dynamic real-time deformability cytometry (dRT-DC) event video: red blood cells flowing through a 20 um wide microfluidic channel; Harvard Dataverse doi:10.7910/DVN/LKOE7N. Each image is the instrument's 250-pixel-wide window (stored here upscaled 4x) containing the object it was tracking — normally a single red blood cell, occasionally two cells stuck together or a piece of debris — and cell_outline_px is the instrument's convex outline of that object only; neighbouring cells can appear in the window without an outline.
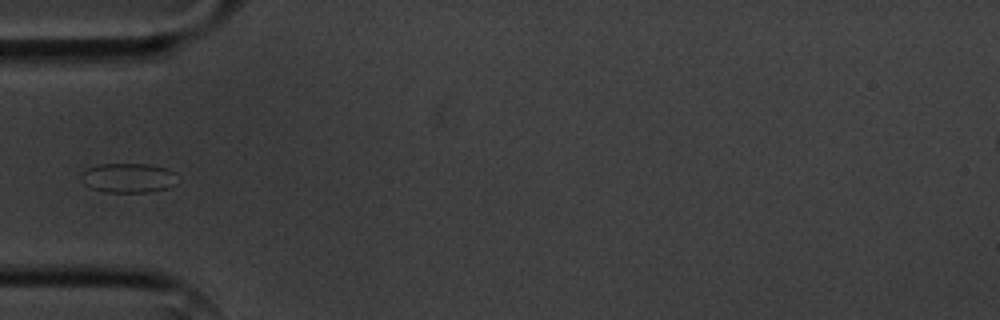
{"species": "common noctule bat (a hibernating species)", "species_latin": "Nyctalus noctula", "temperature_condition": "cold", "stored_images_in_passage": 1, "camera_frame_rate_fps": 3000, "um_per_image_px": 0.085, "animal": {"sex": "male", "body_mass_g": 20.1, "forearm_length_mm": 53.5}, "frame": {"image": 1, "passage_image": 1, "time_ms": 0.0, "image_size_px": [1000, 320], "cell_outline_px": [[176, 184], [168, 188], [148, 192], [104, 192], [92, 188], [84, 184], [80, 180], [80, 176], [88, 168], [100, 164], [148, 164], [168, 168], [176, 172]], "centroid_in_image_um": [10.93, 15.12], "position_along_channel_um": 74.1, "area_um2": 16.7}}